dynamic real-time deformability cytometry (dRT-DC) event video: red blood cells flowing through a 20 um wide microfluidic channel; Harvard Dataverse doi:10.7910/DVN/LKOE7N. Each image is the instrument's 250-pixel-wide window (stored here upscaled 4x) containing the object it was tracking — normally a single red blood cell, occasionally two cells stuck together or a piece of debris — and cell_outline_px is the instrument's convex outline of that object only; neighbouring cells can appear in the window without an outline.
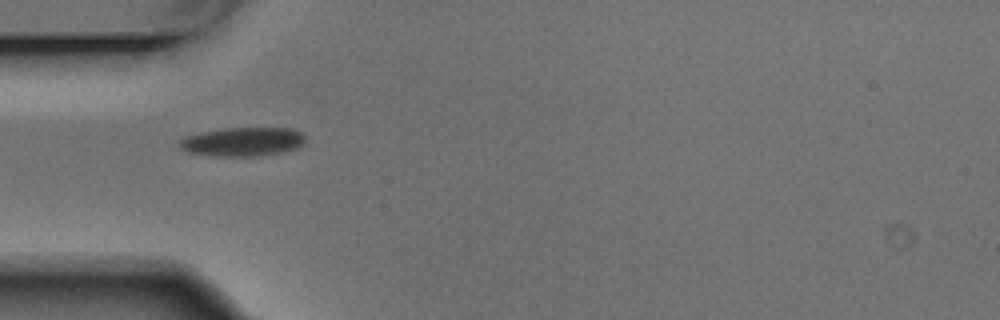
{"species": "Egyptian fruit bat (a non-hibernating species)", "species_latin": "Rousettus aegyptiacus", "temperature_condition": "warm", "stored_images_in_passage": 5, "camera_frame_rate_fps": 3000, "um_per_image_px": 0.085, "animal": {"sex": "male"}, "frame": {"image": 1, "passage_image": 5, "time_ms": 1.333, "image_size_px": [1000, 320], "cell_outline_px": [[304, 144], [296, 148], [280, 152], [256, 156], [212, 156], [188, 152], [180, 148], [180, 140], [188, 136], [200, 132], [224, 128], [292, 128], [300, 132], [304, 136]], "centroid_in_image_um": [20.62, 12.04], "position_along_channel_um": 64.4, "area_um2": 21.04}}